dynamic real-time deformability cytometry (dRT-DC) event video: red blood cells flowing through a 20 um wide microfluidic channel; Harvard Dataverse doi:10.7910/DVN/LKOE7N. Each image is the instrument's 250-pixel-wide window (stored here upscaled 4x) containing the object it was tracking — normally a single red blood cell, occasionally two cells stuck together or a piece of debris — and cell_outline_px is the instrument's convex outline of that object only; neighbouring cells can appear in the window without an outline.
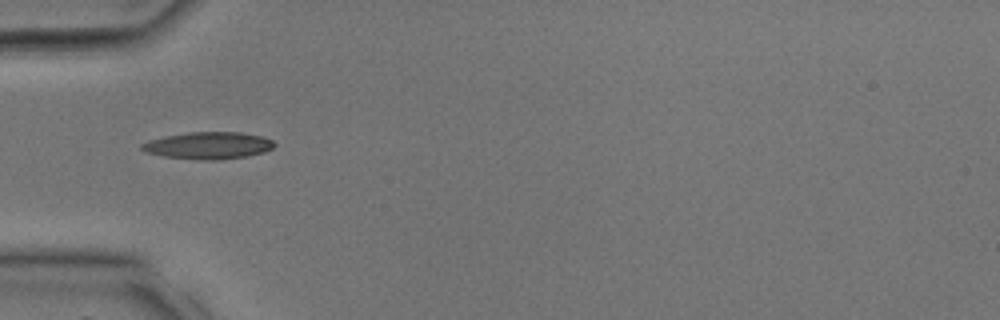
{"species": "common noctule bat (a hibernating species)", "species_latin": "Nyctalus noctula", "temperature_condition": "room temperature", "stored_images_in_passage": 21, "camera_frame_rate_fps": 3000, "um_per_image_px": 0.085, "animal": {"sex": "male", "body_mass_g": 17.9, "forearm_length_mm": 54.2}, "frame": {"image": 1, "passage_image": 1, "time_ms": 0.0, "image_size_px": [1000, 320], "cell_outline_px": [[276, 144], [272, 148], [264, 152], [248, 156], [216, 160], [200, 160], [164, 156], [148, 152], [140, 148], [140, 144], [148, 140], [188, 132], [240, 132], [264, 136], [272, 140]], "centroid_in_image_um": [17.74, 12.36], "position_along_channel_um": 67.3, "area_um2": 20.87}}
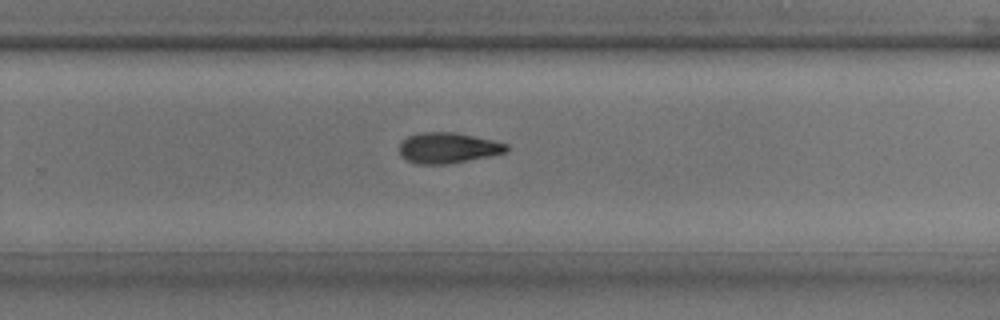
{"frame": {"image": 2, "passage_image": 12, "time_ms": 3.667, "image_size_px": [1000, 320], "cell_outline_px": [[508, 152], [488, 156], [444, 164], [416, 164], [400, 156], [400, 144], [408, 136], [420, 132], [456, 132], [492, 140], [508, 144]], "centroid_in_image_um": [38.07, 12.56], "position_along_channel_um": 291.7, "area_um2": 18.96}}
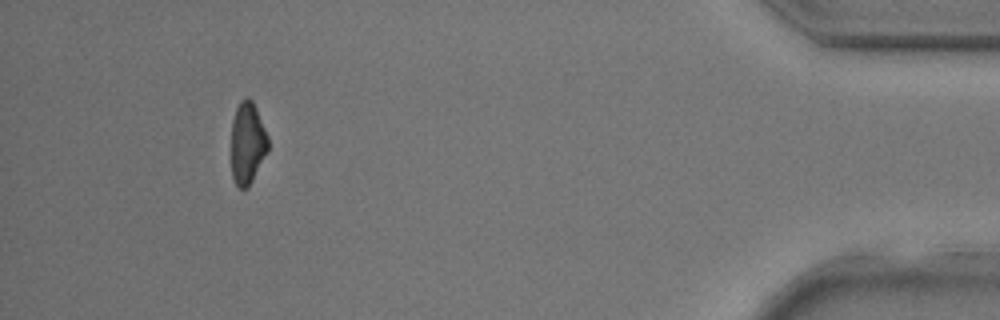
{"frame": {"image": 3, "passage_image": 21, "time_ms": 6.667, "image_size_px": [1000, 320], "cell_outline_px": [[268, 152], [248, 188], [240, 188], [236, 184], [232, 176], [232, 120], [236, 108], [240, 100], [244, 96], [248, 96], [252, 100], [256, 108], [268, 136]], "centroid_in_image_um": [21.04, 12.14], "position_along_channel_um": 414.2, "area_um2": 17.69}}